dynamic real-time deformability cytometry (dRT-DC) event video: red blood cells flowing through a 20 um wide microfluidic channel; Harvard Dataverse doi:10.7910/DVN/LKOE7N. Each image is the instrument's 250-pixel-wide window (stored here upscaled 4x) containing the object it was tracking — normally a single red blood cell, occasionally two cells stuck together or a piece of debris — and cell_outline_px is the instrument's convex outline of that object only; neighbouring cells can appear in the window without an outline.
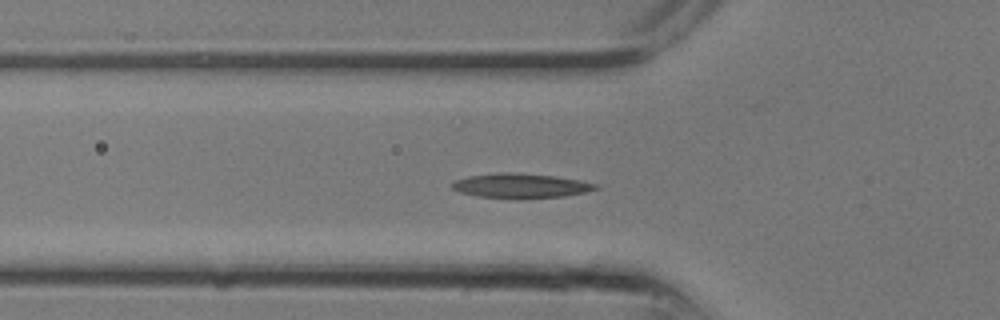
{"species": "common noctule bat (a hibernating species)", "species_latin": "Nyctalus noctula", "temperature_condition": "room temperature", "stored_images_in_passage": 17, "camera_frame_rate_fps": 3000, "um_per_image_px": 0.085, "animal": {"sex": "male", "body_mass_g": 13.3}, "frame": {"image": 1, "passage_image": 9, "time_ms": 2.667, "image_size_px": [1000, 320], "cell_outline_px": [[600, 188], [584, 192], [564, 196], [476, 196], [460, 192], [452, 188], [452, 184], [456, 180], [468, 176], [500, 172], [508, 172], [556, 176], [596, 184]], "centroid_in_image_um": [44.23, 15.74], "position_along_channel_um": 81.6, "area_um2": 19.42}}
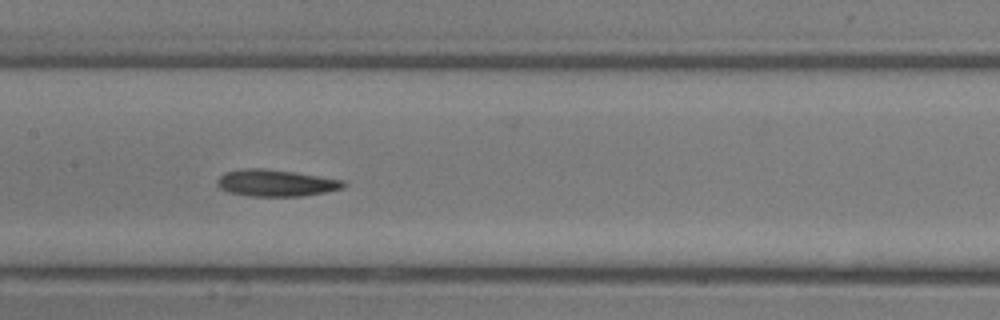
{"frame": {"image": 2, "passage_image": 13, "time_ms": 4.0, "image_size_px": [1000, 320], "cell_outline_px": [[348, 184], [344, 188], [324, 192], [300, 196], [248, 196], [228, 192], [220, 188], [216, 184], [216, 180], [224, 172], [244, 168], [264, 168], [292, 172], [344, 180]], "centroid_in_image_um": [23.42, 15.55], "position_along_channel_um": 184.0, "area_um2": 19.71}}
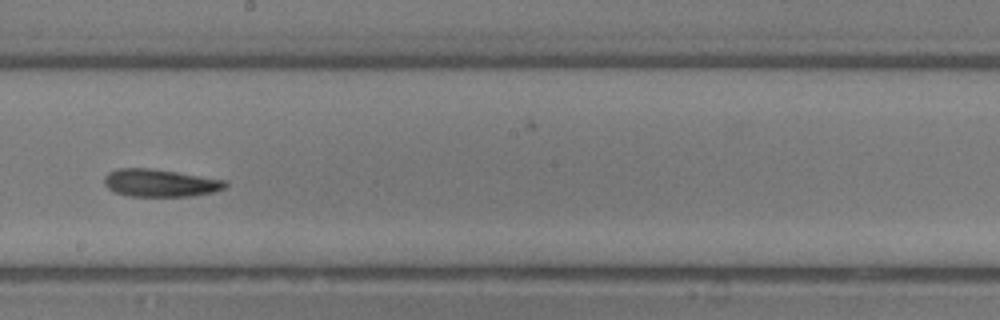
{"frame": {"image": 3, "passage_image": 15, "time_ms": 4.667, "image_size_px": [1000, 320], "cell_outline_px": [[228, 184], [224, 188], [216, 192], [192, 196], [128, 196], [116, 192], [108, 188], [104, 184], [104, 176], [108, 172], [116, 168], [152, 168], [228, 180]], "centroid_in_image_um": [13.63, 15.54], "position_along_channel_um": 234.6, "area_um2": 19.71}}